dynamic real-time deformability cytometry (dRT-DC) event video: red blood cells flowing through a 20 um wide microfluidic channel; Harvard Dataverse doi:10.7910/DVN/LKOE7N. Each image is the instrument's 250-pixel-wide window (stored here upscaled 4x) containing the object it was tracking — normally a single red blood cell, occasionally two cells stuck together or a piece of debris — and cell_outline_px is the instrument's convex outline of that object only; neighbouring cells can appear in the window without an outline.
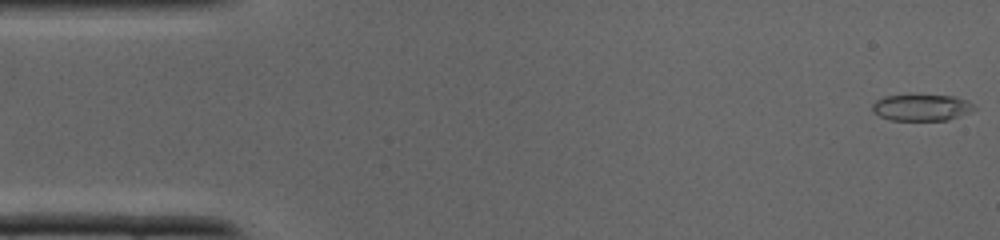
{"species": "common noctule bat (a hibernating species)", "species_latin": "Nyctalus noctula", "temperature_condition": "cold", "stored_images_in_passage": 38, "camera_frame_rate_fps": 3000, "um_per_image_px": 0.085, "animal": {"sex": "male", "body_mass_g": 19.0, "forearm_length_mm": 50.8}, "frame": {"image": 1, "passage_image": 1, "time_ms": 0.0, "image_size_px": [1000, 240], "cell_outline_px": [[976, 108], [968, 112], [948, 120], [892, 120], [880, 116], [872, 112], [872, 104], [876, 100], [884, 96], [952, 96], [968, 100]], "centroid_in_image_um": [78.3, 9.15], "position_along_channel_um": 6.7, "area_um2": 15.37}}
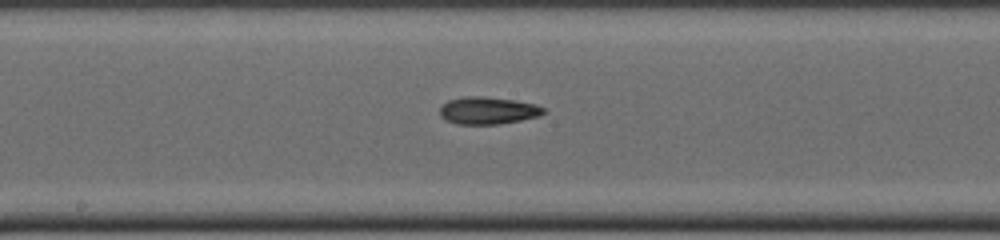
{"frame": {"image": 2, "passage_image": 19, "time_ms": 6.0, "image_size_px": [1000, 240], "cell_outline_px": [[548, 112], [540, 116], [520, 120], [496, 124], [456, 124], [444, 120], [440, 116], [440, 108], [448, 100], [464, 96], [484, 96], [516, 100], [536, 104], [548, 108]], "centroid_in_image_um": [41.52, 9.39], "position_along_channel_um": 206.7, "area_um2": 16.82}}
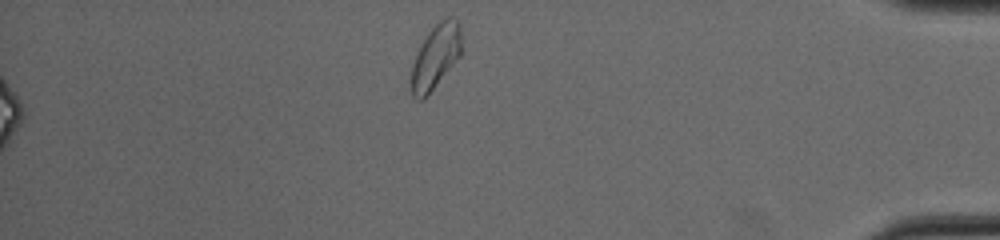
{"frame": {"image": 3, "passage_image": 38, "time_ms": 12.333, "image_size_px": [1000, 240], "cell_outline_px": [[460, 56], [432, 88], [420, 100], [416, 100], [412, 96], [408, 80], [412, 64], [416, 52], [428, 32], [440, 20], [448, 16], [456, 16], [460, 24]], "centroid_in_image_um": [36.98, 4.79], "position_along_channel_um": 398.2, "area_um2": 18.79}}